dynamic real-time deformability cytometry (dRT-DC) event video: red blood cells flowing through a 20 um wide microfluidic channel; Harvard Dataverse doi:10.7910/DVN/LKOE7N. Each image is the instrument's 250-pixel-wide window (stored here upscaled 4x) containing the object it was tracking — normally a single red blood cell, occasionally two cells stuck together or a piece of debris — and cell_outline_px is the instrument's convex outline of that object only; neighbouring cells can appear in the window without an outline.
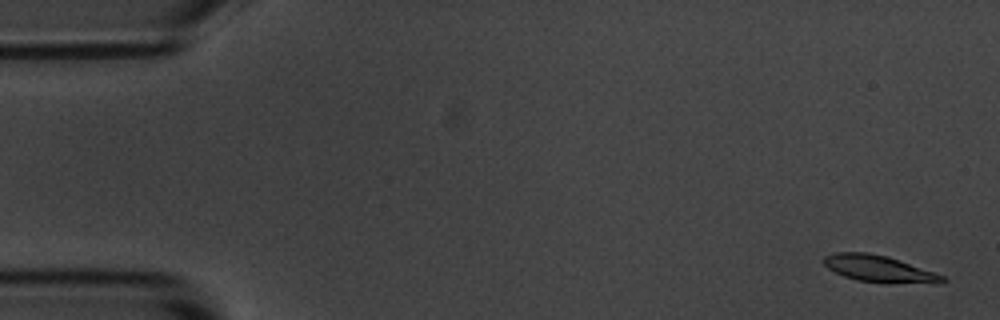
{"species": "common noctule bat (a hibernating species)", "species_latin": "Nyctalus noctula", "temperature_condition": "room temperature", "stored_images_in_passage": 6, "camera_frame_rate_fps": 3000, "um_per_image_px": 0.085, "animal": {"sex": "male", "body_mass_g": 20.1, "forearm_length_mm": 53.5}, "frame": {"image": 1, "passage_image": 1, "time_ms": 0.0, "image_size_px": [1000, 320], "cell_outline_px": [[948, 280], [940, 284], [856, 280], [844, 276], [828, 268], [824, 264], [824, 256], [836, 252], [868, 252], [888, 256], [944, 276]], "centroid_in_image_um": [74.72, 22.83], "position_along_channel_um": 10.3, "area_um2": 18.03}}